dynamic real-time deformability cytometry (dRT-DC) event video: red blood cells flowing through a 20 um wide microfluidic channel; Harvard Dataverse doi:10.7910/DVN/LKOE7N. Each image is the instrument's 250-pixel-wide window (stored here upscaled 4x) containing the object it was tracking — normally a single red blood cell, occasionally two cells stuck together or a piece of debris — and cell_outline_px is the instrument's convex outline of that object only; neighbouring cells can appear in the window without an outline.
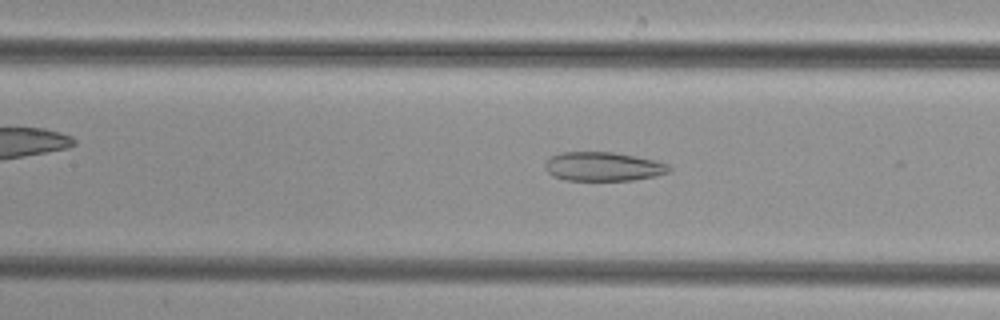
{"species": "common noctule bat (a hibernating species)", "species_latin": "Nyctalus noctula", "temperature_condition": "cold", "stored_images_in_passage": 49, "camera_frame_rate_fps": 3000, "um_per_image_px": 0.085, "animal": {"sex": "female", "body_mass_g": 29.2, "forearm_length_mm": 56.3}, "frame": {"image": 1, "passage_image": 22, "time_ms": 7.0, "image_size_px": [1000, 320], "cell_outline_px": [[672, 168], [668, 172], [656, 176], [632, 180], [564, 180], [552, 176], [544, 168], [544, 164], [552, 156], [560, 152], [612, 152], [636, 156], [656, 160], [668, 164]], "centroid_in_image_um": [51.27, 14.15], "position_along_channel_um": 156.1, "area_um2": 21.04}}
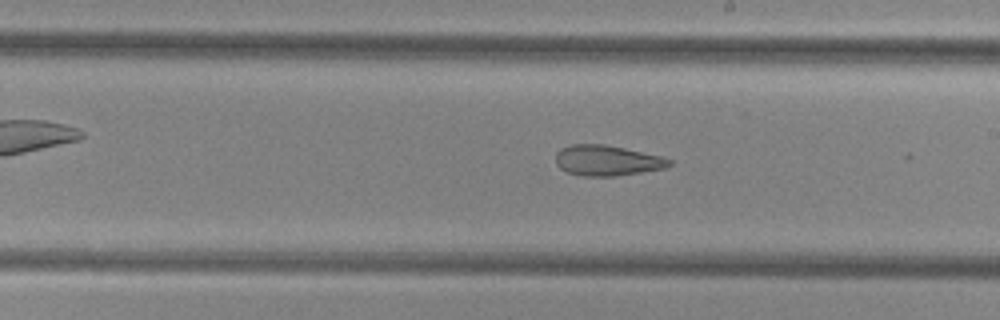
{"frame": {"image": 2, "passage_image": 28, "time_ms": 9.0, "image_size_px": [1000, 320], "cell_outline_px": [[672, 164], [664, 168], [616, 176], [580, 176], [568, 172], [560, 168], [556, 164], [556, 152], [560, 148], [572, 144], [604, 144], [624, 148], [660, 156], [672, 160]], "centroid_in_image_um": [51.56, 13.64], "position_along_channel_um": 237.4, "area_um2": 20.11}}
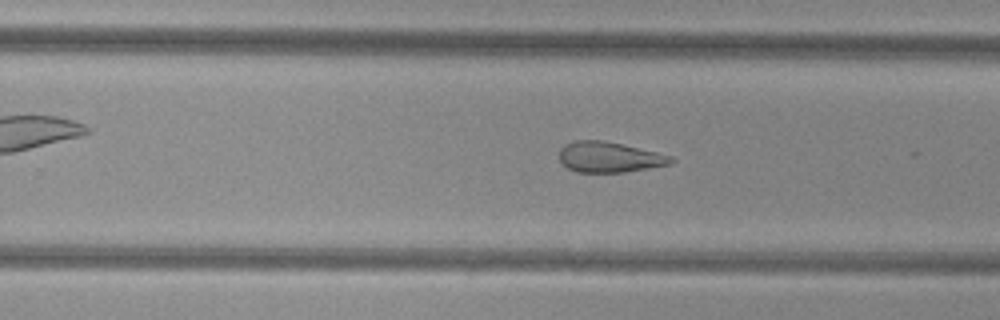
{"frame": {"image": 3, "passage_image": 31, "time_ms": 10.0, "image_size_px": [1000, 320], "cell_outline_px": [[676, 160], [668, 164], [648, 168], [624, 172], [576, 172], [568, 168], [560, 160], [560, 148], [564, 144], [576, 140], [604, 140], [656, 152], [672, 156]], "centroid_in_image_um": [51.77, 13.35], "position_along_channel_um": 278.0, "area_um2": 19.71}}